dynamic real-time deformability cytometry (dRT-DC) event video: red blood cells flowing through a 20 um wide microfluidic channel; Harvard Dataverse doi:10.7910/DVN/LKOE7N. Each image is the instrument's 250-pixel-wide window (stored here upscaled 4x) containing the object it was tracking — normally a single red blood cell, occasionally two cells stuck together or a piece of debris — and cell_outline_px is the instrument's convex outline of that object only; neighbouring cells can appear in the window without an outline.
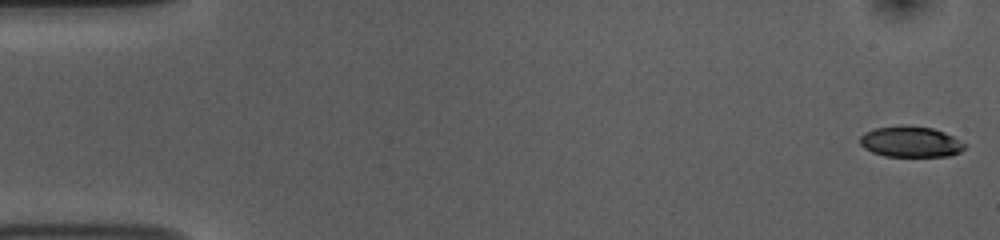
{"species": "common noctule bat (a hibernating species)", "species_latin": "Nyctalus noctula", "temperature_condition": "room temperature", "stored_images_in_passage": 53, "camera_frame_rate_fps": 3000, "um_per_image_px": 0.085, "animal": {"sex": "female", "body_mass_g": 10.0, "forearm_length_mm": 53.1}, "frame": {"image": 1, "passage_image": 1, "time_ms": 0.0, "image_size_px": [1000, 240], "cell_outline_px": [[968, 144], [960, 152], [948, 156], [884, 156], [872, 152], [864, 148], [860, 144], [860, 136], [864, 132], [876, 128], [932, 128], [944, 132]], "centroid_in_image_um": [77.42, 12.1], "position_along_channel_um": 7.6, "area_um2": 18.15}}
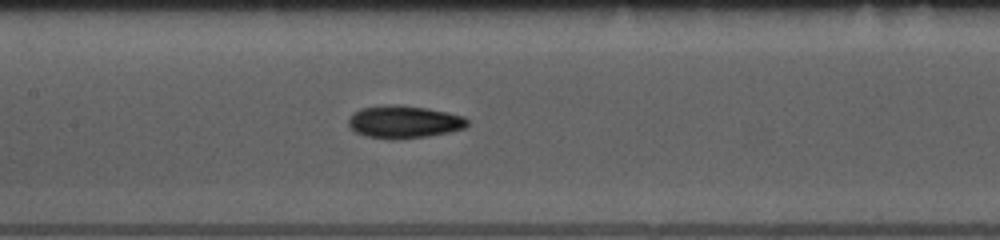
{"frame": {"image": 2, "passage_image": 25, "time_ms": 8.0, "image_size_px": [1000, 240], "cell_outline_px": [[468, 124], [464, 128], [448, 132], [428, 136], [364, 136], [356, 132], [348, 124], [348, 120], [352, 112], [360, 108], [384, 104], [396, 104], [428, 108], [448, 112], [464, 116], [468, 120]], "centroid_in_image_um": [34.34, 10.29], "position_along_channel_um": 173.1, "area_um2": 21.96}}
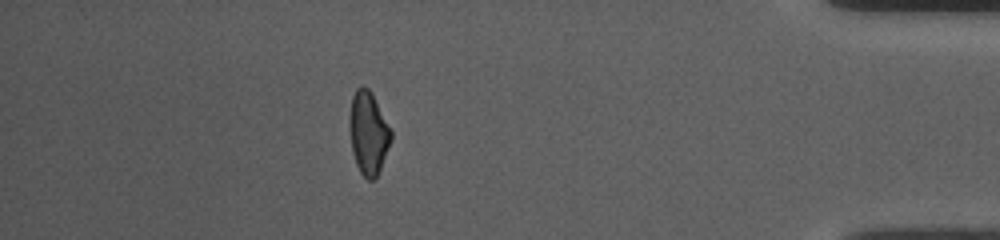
{"frame": {"image": 3, "passage_image": 47, "time_ms": 15.333, "image_size_px": [1000, 240], "cell_outline_px": [[392, 140], [380, 168], [376, 176], [372, 180], [368, 180], [360, 172], [356, 164], [352, 152], [348, 124], [352, 96], [356, 88], [360, 84], [368, 88], [372, 92], [392, 132]], "centroid_in_image_um": [31.29, 11.26], "position_along_channel_um": 403.9, "area_um2": 20.17}, "authors_computed_cell_mechanics": {"area_um2": 20.519, "velocity_mm_per_s": 3.7656, "shape_relaxation_time_tau1_ms": 4.1276, "shape_relaxation_time_tau2_ms": null, "deformation_change_tau1": 0.1571, "deformation_change_tau2": null}}